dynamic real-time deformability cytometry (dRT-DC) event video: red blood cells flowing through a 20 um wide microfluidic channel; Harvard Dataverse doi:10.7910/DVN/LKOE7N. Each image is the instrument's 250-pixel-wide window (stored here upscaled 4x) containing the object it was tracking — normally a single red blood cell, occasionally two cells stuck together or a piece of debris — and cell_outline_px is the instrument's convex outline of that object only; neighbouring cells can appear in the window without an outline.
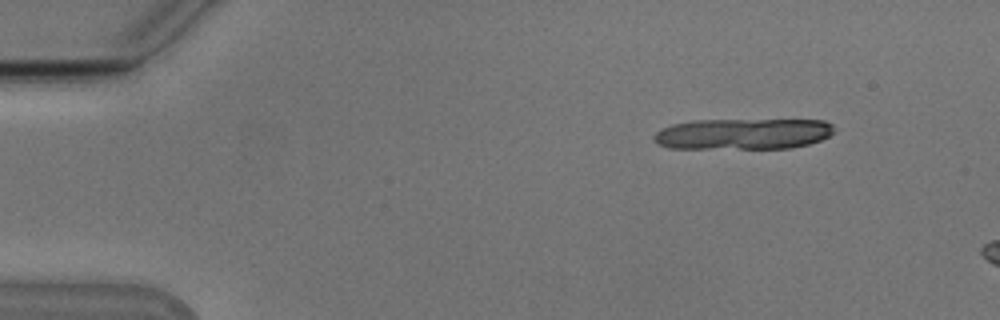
{"species": "Egyptian fruit bat (a non-hibernating species)", "species_latin": "Rousettus aegyptiacus", "temperature_condition": "cold", "stored_images_in_passage": 7, "camera_frame_rate_fps": 3000, "um_per_image_px": 0.085, "animal": {"sex": "male"}, "frame": {"image": 1, "passage_image": 2, "time_ms": 0.333, "image_size_px": [1000, 320], "cell_outline_px": [[836, 132], [820, 140], [808, 144], [792, 148], [668, 148], [656, 144], [652, 140], [652, 136], [656, 132], [672, 124], [692, 120], [824, 120], [832, 124], [836, 128]], "centroid_in_image_um": [63.15, 11.38], "position_along_channel_um": 21.8, "area_um2": 32.83}}